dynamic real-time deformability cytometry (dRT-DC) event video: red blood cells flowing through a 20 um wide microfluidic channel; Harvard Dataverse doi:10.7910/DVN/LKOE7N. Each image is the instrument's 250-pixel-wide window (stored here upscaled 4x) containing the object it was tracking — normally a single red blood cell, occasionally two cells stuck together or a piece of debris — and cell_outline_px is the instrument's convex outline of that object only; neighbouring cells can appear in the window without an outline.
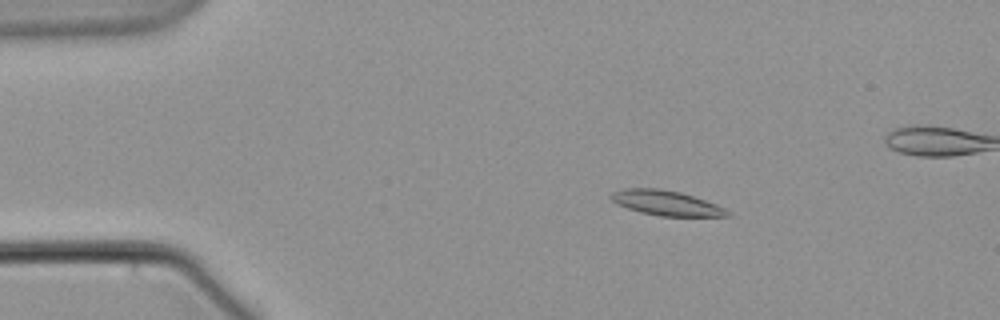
{"species": "common noctule bat (a hibernating species)", "species_latin": "Nyctalus noctula", "temperature_condition": "warm", "stored_images_in_passage": 7, "camera_frame_rate_fps": 3000, "um_per_image_px": 0.085, "animal": {"sex": "male", "body_mass_g": 21.5, "forearm_length_mm": 52.0}, "frame": {"image": 1, "passage_image": 4, "time_ms": 3.667, "image_size_px": [1000, 320], "cell_outline_px": [[732, 216], [660, 216], [640, 212], [616, 204], [608, 196], [612, 192], [624, 188], [660, 188], [680, 192], [716, 204], [732, 212]], "centroid_in_image_um": [56.61, 17.25], "position_along_channel_um": 28.4, "area_um2": 16.94}}